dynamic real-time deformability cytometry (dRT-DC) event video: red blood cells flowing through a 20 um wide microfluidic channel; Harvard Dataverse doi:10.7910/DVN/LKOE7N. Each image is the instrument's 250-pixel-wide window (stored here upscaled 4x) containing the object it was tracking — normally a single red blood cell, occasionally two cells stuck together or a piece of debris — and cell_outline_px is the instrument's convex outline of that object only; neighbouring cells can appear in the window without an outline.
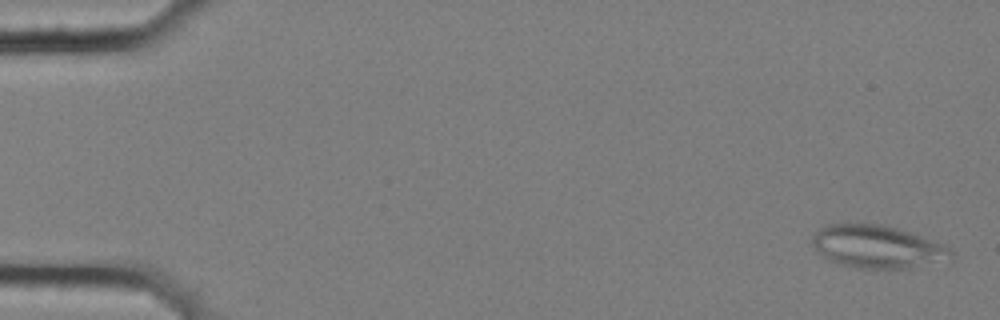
{"species": "common noctule bat (a hibernating species)", "species_latin": "Nyctalus noctula", "temperature_condition": "cold", "stored_images_in_passage": 10, "segment_of_instrument_passage": [1, 2], "camera_frame_rate_fps": 3000, "um_per_image_px": 0.085, "animal": {"sex": "female", "body_mass_g": 25.1}, "frame": {"image": 1, "passage_image": 1, "time_ms": 0.0, "image_size_px": [1000, 320], "cell_outline_px": [[952, 260], [908, 268], [856, 268], [840, 264], [828, 260], [812, 244], [812, 236], [820, 228], [828, 224], [880, 224], [896, 228], [944, 244], [952, 252]], "centroid_in_image_um": [74.58, 20.98], "position_along_channel_um": 10.4, "area_um2": 34.28}}